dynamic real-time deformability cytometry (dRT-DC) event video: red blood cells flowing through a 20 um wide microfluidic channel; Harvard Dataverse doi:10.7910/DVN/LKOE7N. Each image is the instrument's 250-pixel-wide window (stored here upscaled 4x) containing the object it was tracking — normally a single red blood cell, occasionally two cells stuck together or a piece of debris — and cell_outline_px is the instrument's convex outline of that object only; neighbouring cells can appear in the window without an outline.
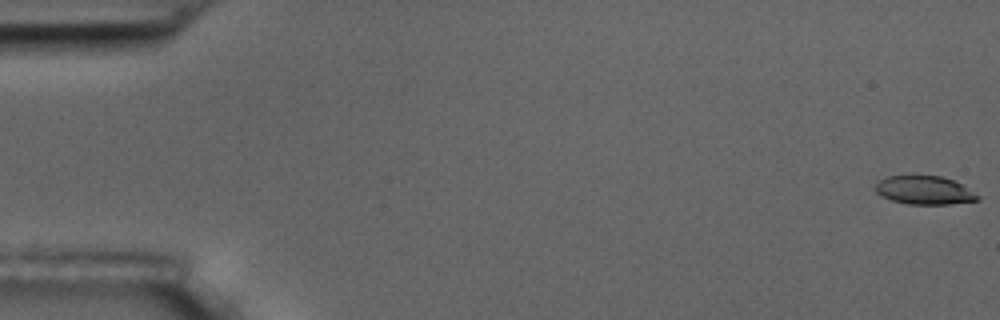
{"species": "common noctule bat (a hibernating species)", "species_latin": "Nyctalus noctula", "temperature_condition": "room temperature", "stored_images_in_passage": 7, "camera_frame_rate_fps": 3000, "um_per_image_px": 0.085, "animal": {"sex": "male", "body_mass_g": 17.5, "forearm_length_mm": 52.3}, "frame": {"image": 1, "passage_image": 1, "time_ms": 0.0, "image_size_px": [1000, 320], "cell_outline_px": [[980, 200], [948, 204], [908, 204], [892, 200], [880, 196], [876, 192], [876, 184], [880, 180], [888, 176], [940, 176], [964, 184], [980, 196]], "centroid_in_image_um": [78.61, 16.17], "position_along_channel_um": 6.4, "area_um2": 16.94}}
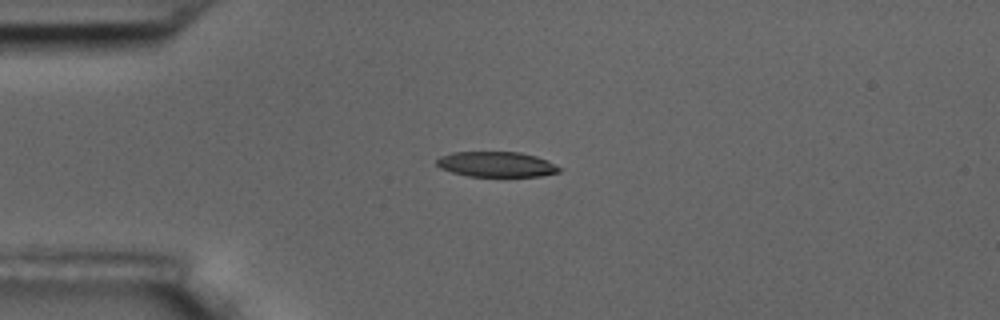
{"frame": {"image": 2, "passage_image": 5, "time_ms": 4.667, "image_size_px": [1000, 320], "cell_outline_px": [[564, 168], [560, 172], [540, 176], [468, 176], [452, 172], [440, 168], [436, 164], [436, 160], [440, 156], [452, 152], [520, 152], [536, 156], [548, 160]], "centroid_in_image_um": [42.23, 13.96], "position_along_channel_um": 42.8, "area_um2": 18.21}}